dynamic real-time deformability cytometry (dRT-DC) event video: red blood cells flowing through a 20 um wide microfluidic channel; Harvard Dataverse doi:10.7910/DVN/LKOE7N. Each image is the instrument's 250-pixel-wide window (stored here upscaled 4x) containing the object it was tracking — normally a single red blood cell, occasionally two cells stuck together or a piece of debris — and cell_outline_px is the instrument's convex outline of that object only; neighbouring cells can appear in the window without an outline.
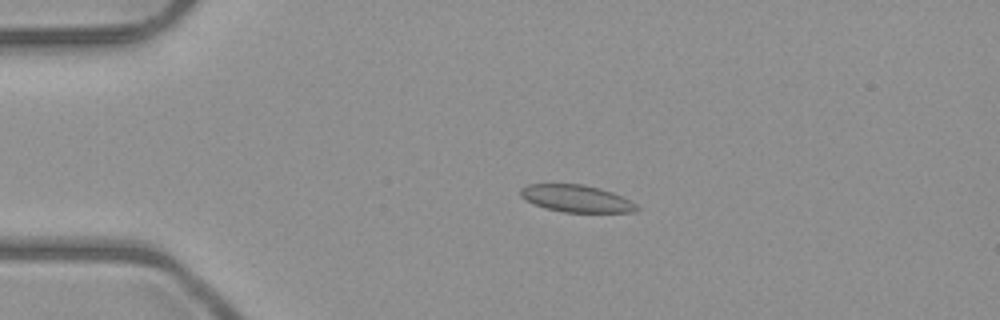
{"species": "common noctule bat (a hibernating species)", "species_latin": "Nyctalus noctula", "temperature_condition": "room temperature", "stored_images_in_passage": 2, "camera_frame_rate_fps": 3000, "um_per_image_px": 0.085, "animal": {"sex": "male", "body_mass_g": 23.1, "forearm_length_mm": 52.7}, "frame": {"image": 1, "passage_image": 1, "time_ms": 0.0, "image_size_px": [1000, 320], "cell_outline_px": [[640, 208], [636, 212], [564, 212], [544, 208], [520, 196], [520, 188], [528, 184], [584, 184], [600, 188], [612, 192], [636, 204]], "centroid_in_image_um": [48.99, 16.87], "position_along_channel_um": 36.0, "area_um2": 18.26}}